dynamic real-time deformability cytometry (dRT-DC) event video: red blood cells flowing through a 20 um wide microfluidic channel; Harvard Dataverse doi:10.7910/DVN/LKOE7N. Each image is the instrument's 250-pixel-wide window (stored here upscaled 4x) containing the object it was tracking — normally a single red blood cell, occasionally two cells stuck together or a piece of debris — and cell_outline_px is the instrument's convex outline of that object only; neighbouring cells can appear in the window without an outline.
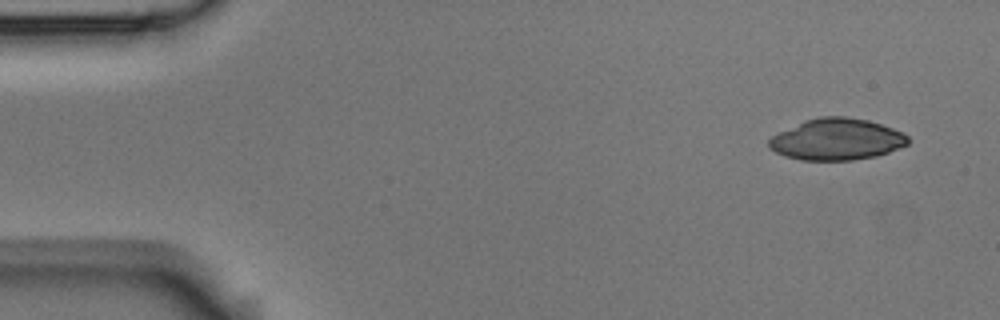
{"species": "Egyptian fruit bat (a non-hibernating species)", "species_latin": "Rousettus aegyptiacus", "temperature_condition": "room temperature", "stored_images_in_passage": 3, "camera_frame_rate_fps": 3000, "um_per_image_px": 0.085, "animal": {"sex": "male"}, "frame": {"image": 1, "passage_image": 1, "time_ms": 0.0, "image_size_px": [1000, 320], "cell_outline_px": [[908, 144], [888, 152], [876, 156], [852, 160], [800, 160], [784, 156], [768, 148], [768, 140], [772, 136], [804, 120], [820, 116], [844, 116], [868, 120], [904, 132], [908, 136]], "centroid_in_image_um": [71.11, 11.84], "position_along_channel_um": 13.9, "area_um2": 33.64}}